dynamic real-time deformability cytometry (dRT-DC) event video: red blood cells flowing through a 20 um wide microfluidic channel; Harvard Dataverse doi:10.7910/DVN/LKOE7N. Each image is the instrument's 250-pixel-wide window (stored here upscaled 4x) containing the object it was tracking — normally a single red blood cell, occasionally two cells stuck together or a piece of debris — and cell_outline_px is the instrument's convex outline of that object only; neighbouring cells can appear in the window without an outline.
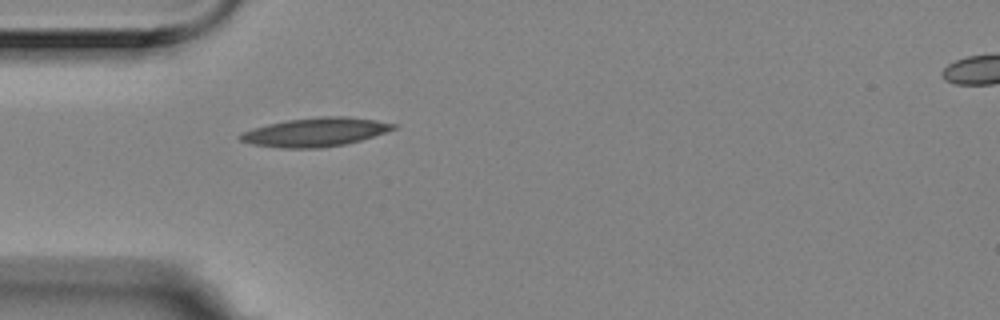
{"species": "Egyptian fruit bat (a non-hibernating species)", "species_latin": "Rousettus aegyptiacus", "temperature_condition": "room temperature", "stored_images_in_passage": 2, "segment_of_instrument_passage": [1, 2], "camera_frame_rate_fps": 3000, "um_per_image_px": 0.085, "animal": {"sex": "female"}, "frame": {"image": 1, "passage_image": 1, "time_ms": 0.0, "image_size_px": [1000, 320], "cell_outline_px": [[396, 128], [360, 140], [344, 144], [320, 148], [284, 148], [252, 144], [240, 140], [236, 136], [240, 132], [252, 128], [268, 124], [288, 120], [320, 116], [348, 116], [376, 120], [396, 124]], "centroid_in_image_um": [26.75, 11.22], "position_along_channel_um": 58.2, "area_um2": 25.55}}